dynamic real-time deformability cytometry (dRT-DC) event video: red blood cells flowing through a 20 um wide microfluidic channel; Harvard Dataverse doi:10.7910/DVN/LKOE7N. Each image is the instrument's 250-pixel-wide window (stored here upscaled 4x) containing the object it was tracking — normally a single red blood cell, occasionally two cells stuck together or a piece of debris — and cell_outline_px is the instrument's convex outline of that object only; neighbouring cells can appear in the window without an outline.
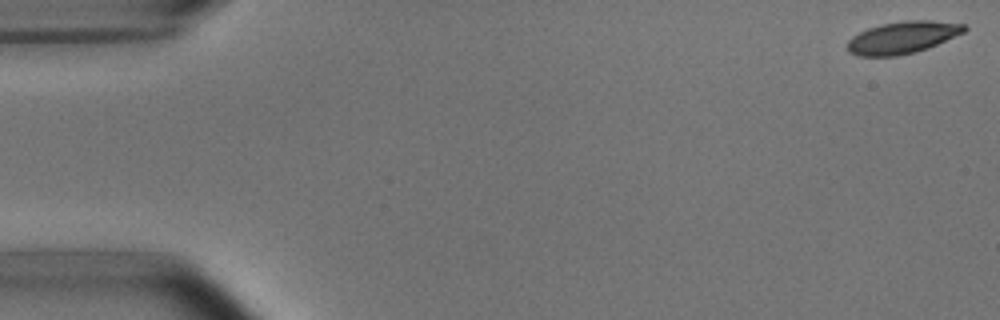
{"species": "common noctule bat (a hibernating species)", "species_latin": "Nyctalus noctula", "temperature_condition": "room temperature", "stored_images_in_passage": 5, "camera_frame_rate_fps": 3000, "um_per_image_px": 0.085, "animal": {"sex": "male", "body_mass_g": 15.6}, "frame": {"image": 1, "passage_image": 1, "time_ms": 0.0, "image_size_px": [1000, 320], "cell_outline_px": [[968, 28], [964, 32], [928, 48], [916, 52], [896, 56], [856, 56], [848, 52], [848, 40], [852, 36], [868, 28], [880, 24], [908, 20], [928, 20], [964, 24]], "centroid_in_image_um": [76.69, 3.19], "position_along_channel_um": 8.3, "area_um2": 21.85}}
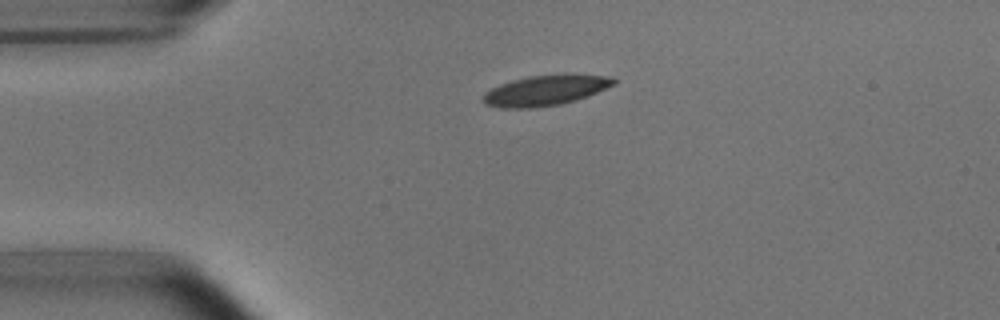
{"frame": {"image": 2, "passage_image": 4, "time_ms": 3.667, "image_size_px": [1000, 320], "cell_outline_px": [[616, 84], [588, 96], [560, 104], [532, 108], [500, 108], [484, 104], [484, 92], [500, 84], [512, 80], [528, 76], [568, 72], [612, 76], [616, 80]], "centroid_in_image_um": [46.42, 7.64], "position_along_channel_um": 38.6, "area_um2": 23.64}}